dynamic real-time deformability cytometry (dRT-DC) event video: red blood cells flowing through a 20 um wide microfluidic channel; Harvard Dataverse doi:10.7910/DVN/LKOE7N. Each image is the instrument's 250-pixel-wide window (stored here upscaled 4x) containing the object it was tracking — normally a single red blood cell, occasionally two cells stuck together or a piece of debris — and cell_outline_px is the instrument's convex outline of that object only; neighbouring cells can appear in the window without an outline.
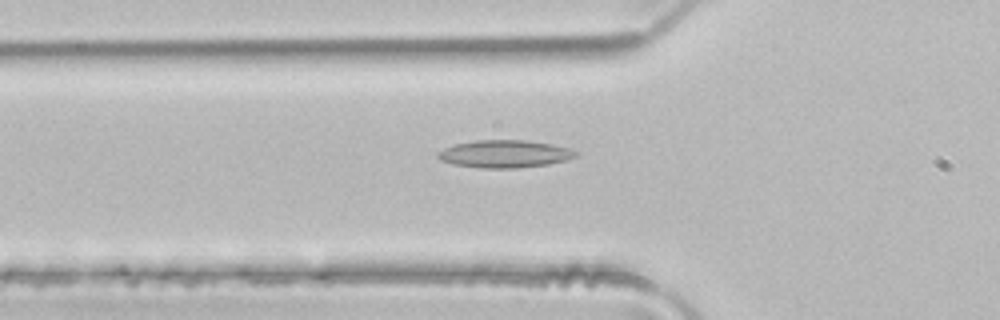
{"species": "common noctule bat (a hibernating species)", "species_latin": "Nyctalus noctula", "temperature_condition": "room temperature", "stored_images_in_passage": 49, "camera_frame_rate_fps": 3000, "um_per_image_px": 0.085, "animal": {"sex": "male", "body_mass_g": 21.5, "forearm_length_mm": 52.0}, "frame": {"image": 1, "passage_image": 17, "time_ms": 5.333, "image_size_px": [1000, 320], "cell_outline_px": [[580, 152], [576, 156], [568, 160], [548, 164], [516, 168], [480, 168], [452, 164], [440, 160], [436, 156], [436, 152], [444, 148], [456, 144], [476, 140], [524, 140], [552, 144], [568, 148]], "centroid_in_image_um": [42.89, 13.08], "position_along_channel_um": 82.9, "area_um2": 22.25}}
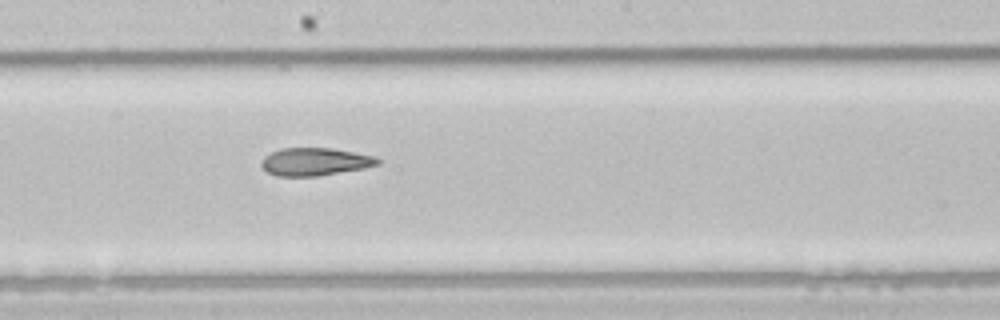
{"frame": {"image": 2, "passage_image": 27, "time_ms": 8.667, "image_size_px": [1000, 320], "cell_outline_px": [[380, 164], [364, 168], [316, 176], [276, 176], [268, 172], [260, 164], [264, 156], [280, 148], [332, 148], [372, 156], [380, 160]], "centroid_in_image_um": [26.74, 13.74], "position_along_channel_um": 221.5, "area_um2": 18.61}}
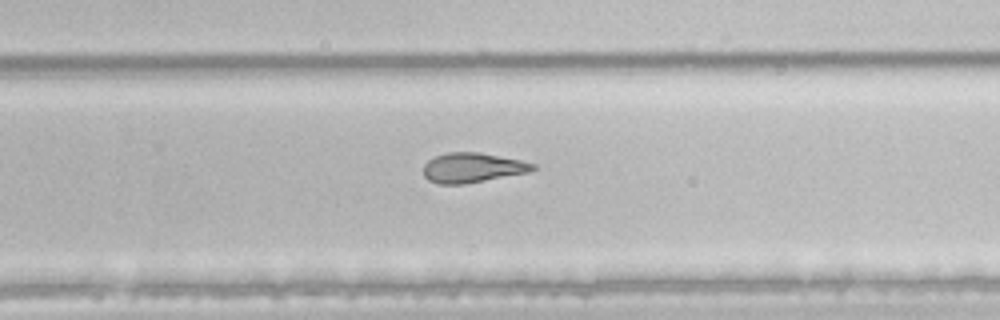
{"frame": {"image": 3, "passage_image": 32, "time_ms": 10.333, "image_size_px": [1000, 320], "cell_outline_px": [[536, 168], [532, 172], [464, 184], [440, 184], [428, 180], [424, 176], [424, 164], [428, 160], [436, 156], [448, 152], [476, 152], [520, 160], [536, 164]], "centroid_in_image_um": [40.17, 14.26], "position_along_channel_um": 289.6, "area_um2": 18.96}, "authors_computed_cell_mechanics": {"area_um2": 22.0218, "velocity_mm_per_s": 4.1256, "shape_relaxation_time_tau1_ms": null, "shape_relaxation_time_tau2_ms": 3.7501, "deformation_change_tau1": null, "deformation_change_tau2": 0.1317}}